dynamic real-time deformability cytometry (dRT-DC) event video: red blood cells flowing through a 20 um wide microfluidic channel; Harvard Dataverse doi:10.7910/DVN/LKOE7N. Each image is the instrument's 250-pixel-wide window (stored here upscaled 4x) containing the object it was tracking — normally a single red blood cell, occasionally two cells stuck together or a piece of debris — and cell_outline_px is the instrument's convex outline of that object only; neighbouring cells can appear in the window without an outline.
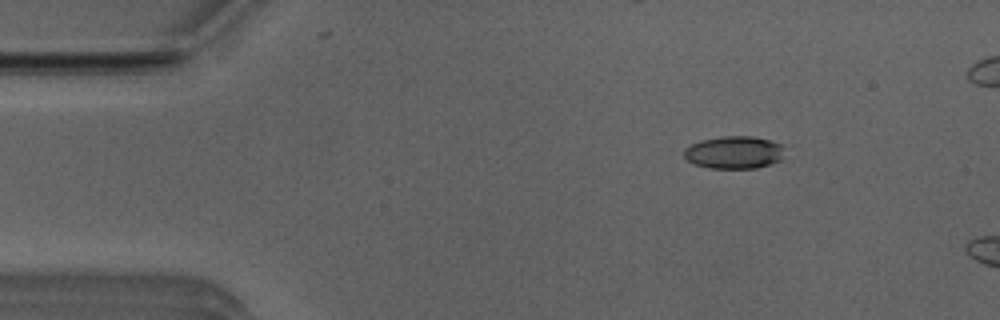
{"species": "Egyptian fruit bat (a non-hibernating species)", "species_latin": "Rousettus aegyptiacus", "temperature_condition": "room temperature", "stored_images_in_passage": 11, "camera_frame_rate_fps": 3000, "um_per_image_px": 0.085, "animal": {"sex": "male"}, "frame": {"image": 1, "passage_image": 2, "time_ms": 0.333, "image_size_px": [1000, 320], "cell_outline_px": [[780, 160], [756, 168], [708, 168], [692, 164], [684, 156], [684, 148], [700, 140], [724, 136], [752, 136], [768, 140], [780, 144]], "centroid_in_image_um": [62.3, 12.96], "position_along_channel_um": 22.7, "area_um2": 18.79}}